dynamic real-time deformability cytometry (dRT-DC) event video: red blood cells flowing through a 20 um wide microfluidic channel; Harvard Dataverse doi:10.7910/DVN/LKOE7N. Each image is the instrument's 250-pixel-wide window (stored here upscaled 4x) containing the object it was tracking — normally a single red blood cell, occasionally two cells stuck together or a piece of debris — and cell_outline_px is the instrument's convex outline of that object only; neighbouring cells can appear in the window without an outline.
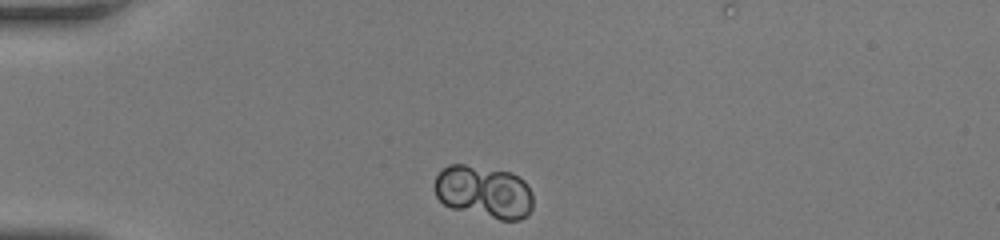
{"species": "human", "species_latin": "Homo sapiens", "temperature_condition": "room temperature", "stored_images_in_passage": 38, "camera_frame_rate_fps": 3000, "um_per_image_px": 0.085, "donor": {"sex": "female"}, "frame": {"image": 1, "passage_image": 1, "time_ms": 0.0, "image_size_px": [1000, 240], "cell_outline_px": [[532, 208], [520, 220], [500, 220], [452, 208], [444, 204], [436, 196], [436, 176], [448, 164], [464, 164], [512, 172], [524, 180], [532, 192]], "centroid_in_image_um": [41.15, 16.3], "position_along_channel_um": 43.8, "area_um2": 30.06}}
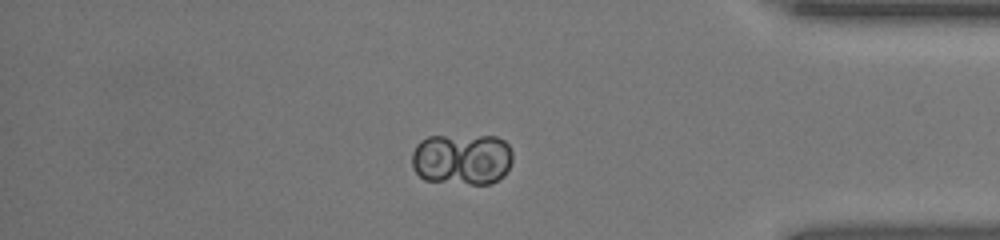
{"frame": {"image": 2, "passage_image": 31, "time_ms": 10.0, "image_size_px": [1000, 240], "cell_outline_px": [[512, 160], [504, 176], [492, 184], [472, 184], [424, 180], [416, 172], [412, 164], [412, 152], [416, 144], [420, 140], [428, 136], [496, 136], [504, 140], [508, 144], [512, 152]], "centroid_in_image_um": [39.27, 13.52], "position_along_channel_um": 395.9, "area_um2": 30.52}}
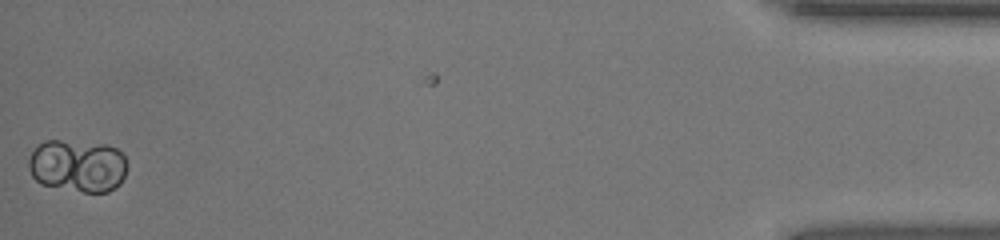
{"frame": {"image": 3, "passage_image": 38, "time_ms": 12.333, "image_size_px": [1000, 240], "cell_outline_px": [[124, 176], [120, 184], [116, 188], [108, 192], [84, 192], [40, 184], [32, 176], [28, 168], [28, 160], [32, 152], [40, 144], [48, 140], [60, 140], [104, 144], [116, 148], [124, 156]], "centroid_in_image_um": [6.58, 14.1], "position_along_channel_um": 428.6, "area_um2": 30.0}}